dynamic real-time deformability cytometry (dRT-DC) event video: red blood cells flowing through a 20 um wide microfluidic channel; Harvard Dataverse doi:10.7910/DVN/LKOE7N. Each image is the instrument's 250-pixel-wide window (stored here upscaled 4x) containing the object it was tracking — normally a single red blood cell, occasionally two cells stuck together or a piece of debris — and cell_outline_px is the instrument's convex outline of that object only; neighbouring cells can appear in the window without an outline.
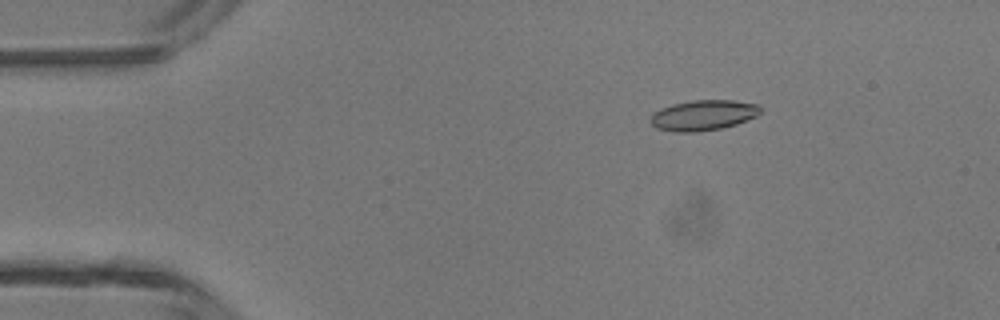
{"species": "common noctule bat (a hibernating species)", "species_latin": "Nyctalus noctula", "temperature_condition": "room temperature", "stored_images_in_passage": 48, "camera_frame_rate_fps": 3000, "um_per_image_px": 0.085, "animal": {"sex": "male", "body_mass_g": 13.3}, "frame": {"image": 1, "passage_image": 8, "time_ms": 2.333, "image_size_px": [1000, 320], "cell_outline_px": [[764, 108], [756, 116], [736, 124], [720, 128], [696, 132], [672, 132], [656, 128], [652, 124], [652, 112], [660, 108], [672, 104], [692, 100], [732, 100], [760, 104]], "centroid_in_image_um": [59.79, 9.78], "position_along_channel_um": 25.2, "area_um2": 19.59}}
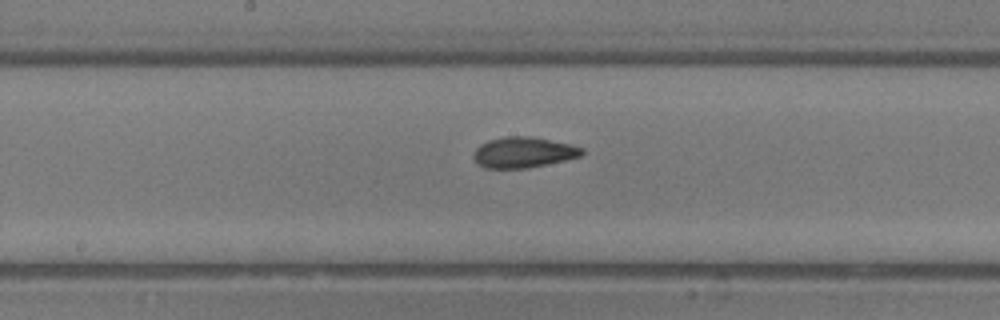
{"frame": {"image": 2, "passage_image": 25, "time_ms": 8.0, "image_size_px": [1000, 320], "cell_outline_px": [[584, 152], [580, 156], [564, 160], [528, 168], [488, 168], [480, 164], [472, 156], [476, 148], [480, 144], [488, 140], [504, 136], [532, 136], [572, 144], [584, 148]], "centroid_in_image_um": [44.51, 12.93], "position_along_channel_um": 203.7, "area_um2": 19.36}}
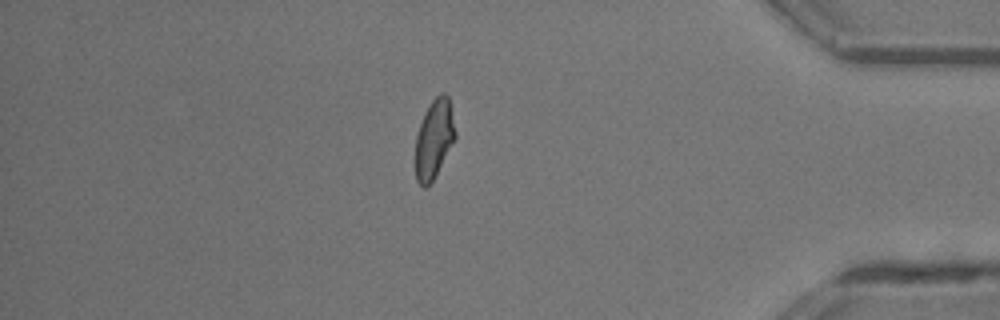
{"frame": {"image": 3, "passage_image": 41, "time_ms": 13.333, "image_size_px": [1000, 320], "cell_outline_px": [[456, 140], [432, 180], [424, 188], [416, 180], [416, 136], [424, 112], [432, 100], [440, 92], [444, 92], [448, 96], [456, 132]], "centroid_in_image_um": [36.91, 11.78], "position_along_channel_um": 398.3, "area_um2": 18.21}, "authors_computed_cell_mechanics": {"area_um2": 19.0162, "velocity_mm_per_s": 4.3522, "shape_relaxation_time_tau1_ms": null, "shape_relaxation_time_tau2_ms": 1.1642, "deformation_change_tau1": null, "deformation_change_tau2": 0.061}}